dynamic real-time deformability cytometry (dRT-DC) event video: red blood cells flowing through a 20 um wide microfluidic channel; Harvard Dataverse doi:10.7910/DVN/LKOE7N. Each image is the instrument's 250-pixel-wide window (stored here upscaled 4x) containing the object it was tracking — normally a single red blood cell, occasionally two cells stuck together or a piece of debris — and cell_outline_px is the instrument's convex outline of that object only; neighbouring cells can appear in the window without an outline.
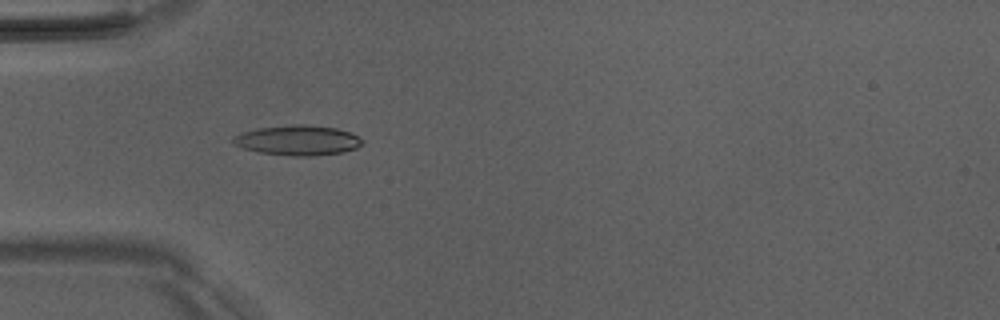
{"species": "Egyptian fruit bat (a non-hibernating species)", "species_latin": "Rousettus aegyptiacus", "temperature_condition": "room temperature", "stored_images_in_passage": 4, "camera_frame_rate_fps": 3000, "um_per_image_px": 0.085, "animal": {"sex": "male"}, "frame": {"image": 1, "passage_image": 3, "time_ms": 2.333, "image_size_px": [1000, 320], "cell_outline_px": [[364, 144], [356, 148], [344, 152], [316, 156], [292, 156], [260, 152], [244, 148], [232, 144], [232, 136], [240, 132], [256, 128], [300, 124], [304, 124], [336, 128], [348, 132], [364, 140]], "centroid_in_image_um": [25.29, 11.93], "position_along_channel_um": 59.7, "area_um2": 22.72}}